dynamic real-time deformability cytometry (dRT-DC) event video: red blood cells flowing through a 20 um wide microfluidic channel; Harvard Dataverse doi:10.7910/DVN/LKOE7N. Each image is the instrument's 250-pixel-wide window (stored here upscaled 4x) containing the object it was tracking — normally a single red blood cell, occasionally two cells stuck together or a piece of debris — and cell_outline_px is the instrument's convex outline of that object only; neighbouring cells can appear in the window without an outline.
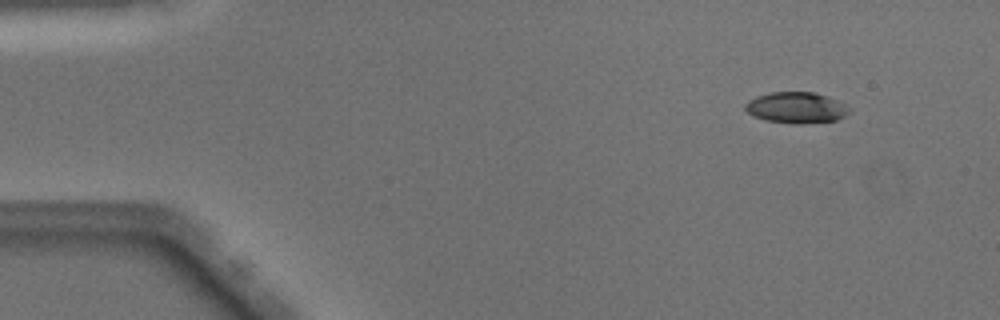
{"species": "Egyptian fruit bat (a non-hibernating species)", "species_latin": "Rousettus aegyptiacus", "temperature_condition": "warm", "stored_images_in_passage": 46, "camera_frame_rate_fps": 3000, "um_per_image_px": 0.085, "animal": {"sex": "male"}, "frame": {"image": 1, "passage_image": 1, "time_ms": 0.0, "image_size_px": [1000, 320], "cell_outline_px": [[848, 112], [844, 116], [836, 120], [800, 124], [792, 124], [768, 120], [752, 116], [744, 108], [744, 104], [748, 100], [756, 96], [772, 92], [816, 92], [828, 96], [844, 104], [848, 108]], "centroid_in_image_um": [67.64, 9.14], "position_along_channel_um": 17.4, "area_um2": 18.79}}
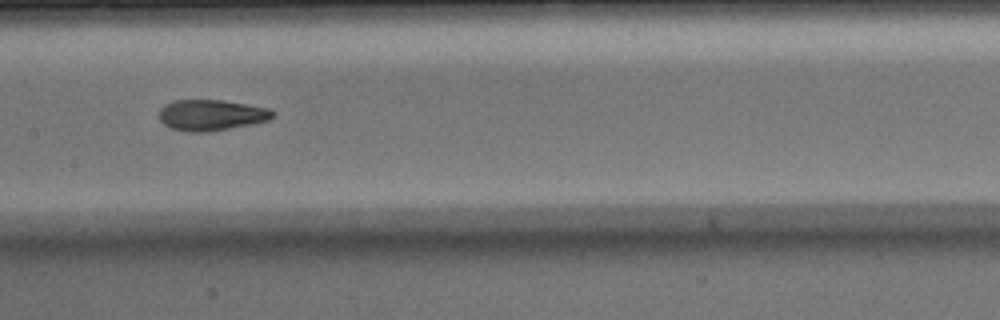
{"frame": {"image": 2, "passage_image": 21, "time_ms": 6.667, "image_size_px": [1000, 320], "cell_outline_px": [[276, 116], [268, 120], [252, 124], [208, 132], [188, 132], [172, 128], [164, 124], [160, 120], [160, 108], [176, 100], [224, 100], [268, 108], [276, 112]], "centroid_in_image_um": [18.0, 9.78], "position_along_channel_um": 189.4, "area_um2": 20.4}}
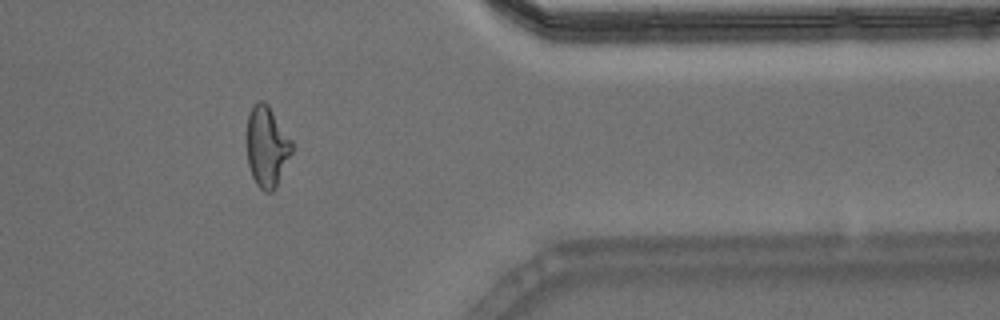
{"frame": {"image": 3, "passage_image": 37, "time_ms": 12.0, "image_size_px": [1000, 320], "cell_outline_px": [[292, 152], [276, 188], [272, 192], [264, 192], [256, 184], [252, 176], [248, 164], [248, 116], [252, 104], [256, 100], [264, 100], [268, 104], [292, 140]], "centroid_in_image_um": [22.69, 12.45], "position_along_channel_um": 388.7, "area_um2": 21.21}, "authors_computed_cell_mechanics": {"area_um2": 20.5768, "velocity_mm_per_s": 4.0616, "shape_relaxation_time_tau1_ms": 5.2162, "shape_relaxation_time_tau2_ms": 1.5827, "deformation_change_tau1": 0.224, "deformation_change_tau2": 0.0889}}